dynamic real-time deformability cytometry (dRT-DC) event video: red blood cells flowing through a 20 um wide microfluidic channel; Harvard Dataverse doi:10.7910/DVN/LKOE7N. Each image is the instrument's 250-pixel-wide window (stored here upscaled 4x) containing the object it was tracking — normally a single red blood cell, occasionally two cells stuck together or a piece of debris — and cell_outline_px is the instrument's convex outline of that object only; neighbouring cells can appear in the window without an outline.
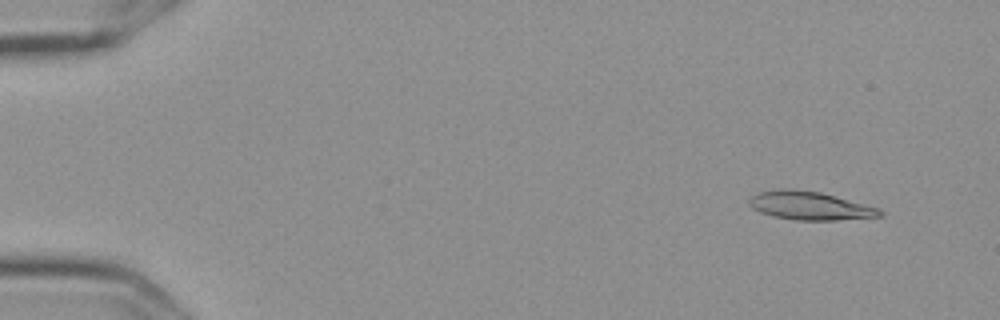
{"species": "Egyptian fruit bat (a non-hibernating species)", "species_latin": "Rousettus aegyptiacus", "temperature_condition": "cold", "stored_images_in_passage": 5, "camera_frame_rate_fps": 3000, "um_per_image_px": 0.085, "frame": {"image": 1, "passage_image": 2, "time_ms": 0.333, "image_size_px": [1000, 320], "cell_outline_px": [[884, 216], [836, 220], [796, 220], [772, 216], [760, 212], [752, 208], [748, 204], [748, 200], [752, 196], [760, 192], [776, 188], [792, 188], [820, 192], [880, 208], [884, 212]], "centroid_in_image_um": [68.83, 17.48], "position_along_channel_um": 16.2, "area_um2": 21.79}}